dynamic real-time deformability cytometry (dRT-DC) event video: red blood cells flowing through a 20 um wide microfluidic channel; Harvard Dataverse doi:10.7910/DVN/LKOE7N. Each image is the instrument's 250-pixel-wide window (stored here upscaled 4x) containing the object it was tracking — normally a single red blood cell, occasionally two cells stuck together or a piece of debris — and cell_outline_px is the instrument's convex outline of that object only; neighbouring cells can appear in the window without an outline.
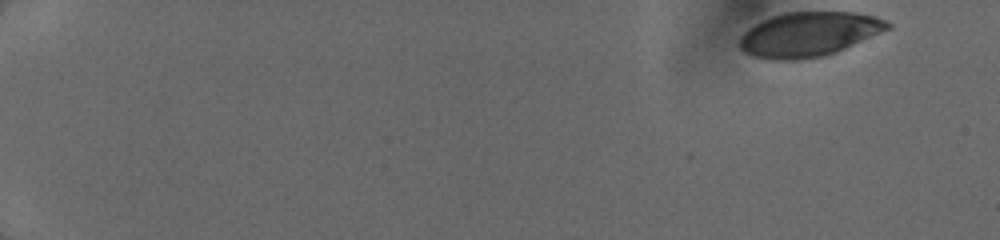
{"species": "human", "species_latin": "Homo sapiens", "temperature_condition": "cold", "stored_images_in_passage": 25, "camera_frame_rate_fps": 3000, "um_per_image_px": 0.085, "donor": {"sex": "female"}, "frame": {"image": 1, "passage_image": 1, "time_ms": 0.0, "image_size_px": [1000, 240], "cell_outline_px": [[892, 28], [836, 52], [824, 56], [796, 60], [772, 60], [752, 56], [744, 52], [740, 48], [740, 36], [748, 28], [772, 16], [784, 12], [856, 12], [876, 16], [892, 24]], "centroid_in_image_um": [68.77, 2.91], "position_along_channel_um": 16.2, "area_um2": 38.49}}
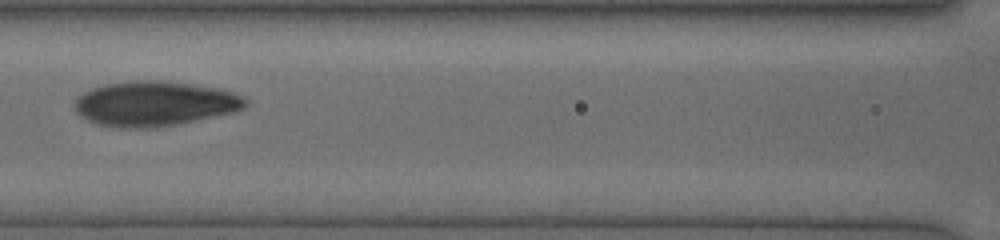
{"frame": {"image": 2, "passage_image": 16, "time_ms": 7.667, "image_size_px": [1000, 240], "cell_outline_px": [[248, 104], [244, 108], [236, 112], [180, 124], [156, 128], [120, 128], [100, 124], [88, 120], [76, 112], [76, 100], [84, 92], [92, 88], [108, 84], [132, 80], [164, 80], [224, 88], [244, 96], [248, 100]], "centroid_in_image_um": [13.25, 8.81], "position_along_channel_um": 153.3, "area_um2": 45.2}}
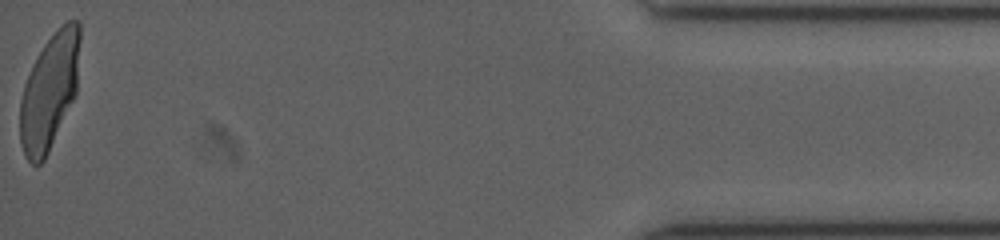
{"frame": {"image": 3, "passage_image": 25, "time_ms": 16.0, "image_size_px": [1000, 240], "cell_outline_px": [[80, 40], [76, 96], [44, 160], [40, 164], [32, 164], [24, 156], [20, 140], [20, 100], [24, 84], [32, 64], [44, 44], [68, 20], [76, 20], [80, 24]], "centroid_in_image_um": [4.2, 7.8], "position_along_channel_um": 431.0, "area_um2": 40.29}}